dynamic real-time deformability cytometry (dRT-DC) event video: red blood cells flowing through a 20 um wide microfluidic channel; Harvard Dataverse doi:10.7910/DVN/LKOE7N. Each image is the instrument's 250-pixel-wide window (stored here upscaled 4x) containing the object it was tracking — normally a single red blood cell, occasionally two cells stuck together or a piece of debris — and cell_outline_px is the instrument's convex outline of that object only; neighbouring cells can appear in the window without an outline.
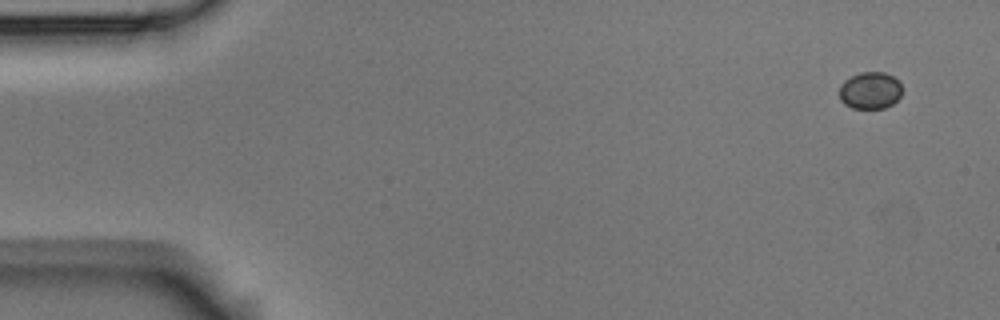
{"species": "Egyptian fruit bat (a non-hibernating species)", "species_latin": "Rousettus aegyptiacus", "temperature_condition": "room temperature", "stored_images_in_passage": 5, "camera_frame_rate_fps": 3000, "um_per_image_px": 0.085, "animal": {"sex": "male"}, "frame": {"image": 1, "passage_image": 1, "time_ms": 0.0, "image_size_px": [1000, 320], "cell_outline_px": [[904, 88], [900, 96], [892, 104], [884, 108], [852, 108], [844, 104], [840, 100], [840, 84], [844, 80], [860, 72], [884, 72], [900, 80]], "centroid_in_image_um": [73.99, 7.68], "position_along_channel_um": 11.0, "area_um2": 13.76}}